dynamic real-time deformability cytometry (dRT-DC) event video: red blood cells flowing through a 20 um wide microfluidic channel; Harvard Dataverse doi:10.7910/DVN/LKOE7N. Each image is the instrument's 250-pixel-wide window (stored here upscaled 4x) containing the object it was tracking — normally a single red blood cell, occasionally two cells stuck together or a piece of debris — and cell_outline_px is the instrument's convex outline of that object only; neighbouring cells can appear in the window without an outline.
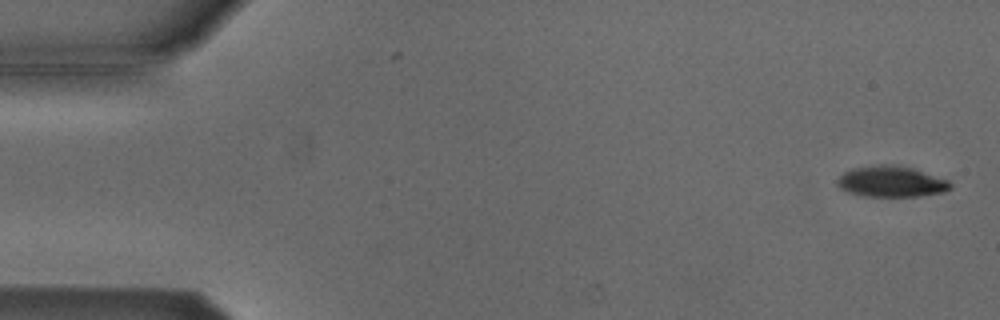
{"species": "Egyptian fruit bat (a non-hibernating species)", "species_latin": "Rousettus aegyptiacus", "temperature_condition": "cold", "stored_images_in_passage": 47, "camera_frame_rate_fps": 3000, "um_per_image_px": 0.085, "animal": {"sex": "male"}, "frame": {"image": 1, "passage_image": 1, "time_ms": 0.0, "image_size_px": [1000, 320], "cell_outline_px": [[952, 188], [944, 192], [916, 196], [864, 196], [840, 188], [836, 184], [836, 180], [844, 172], [852, 168], [880, 164], [896, 164], [912, 168], [948, 180], [952, 184]], "centroid_in_image_um": [75.76, 15.42], "position_along_channel_um": 9.2, "area_um2": 20.29}}
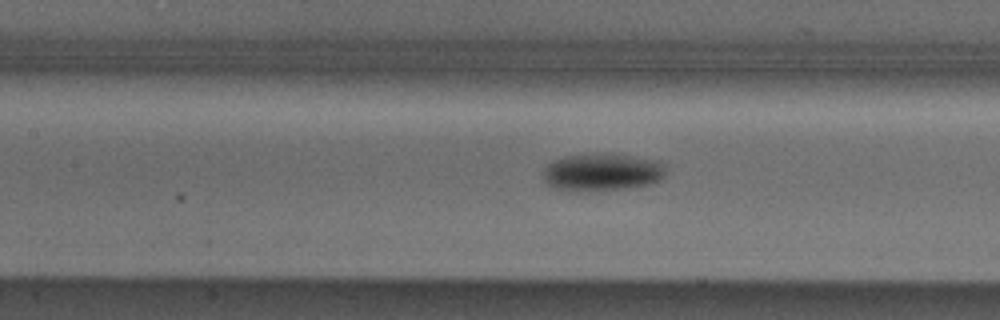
{"frame": {"image": 2, "passage_image": 23, "time_ms": 7.333, "image_size_px": [1000, 320], "cell_outline_px": [[664, 176], [660, 180], [648, 184], [624, 188], [588, 192], [572, 192], [552, 188], [544, 180], [544, 168], [548, 164], [564, 156], [600, 152], [612, 152], [656, 160], [664, 164]], "centroid_in_image_um": [51.14, 14.63], "position_along_channel_um": 156.3, "area_um2": 27.4}}
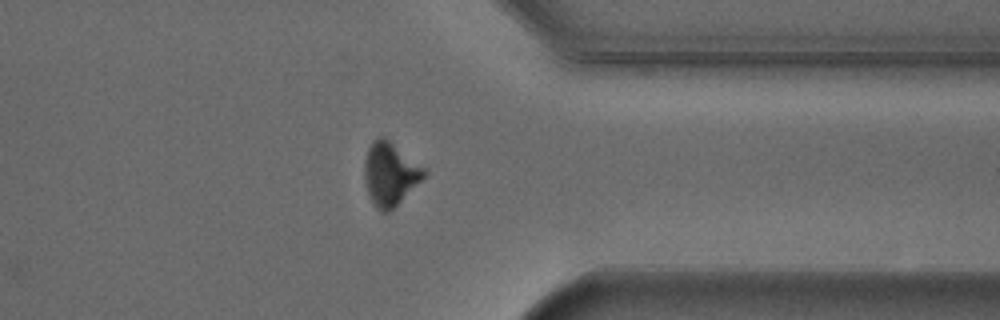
{"frame": {"image": 3, "passage_image": 41, "time_ms": 13.333, "image_size_px": [1000, 320], "cell_outline_px": [[424, 176], [388, 212], [380, 212], [376, 208], [368, 196], [364, 180], [364, 164], [368, 148], [372, 140], [380, 136], [384, 136], [424, 168]], "centroid_in_image_um": [33.08, 14.77], "position_along_channel_um": 378.3, "area_um2": 21.39}, "authors_computed_cell_mechanics": {"area_um2": 22.8888, "velocity_mm_per_s": 3.8365, "shape_relaxation_time_tau1_ms": 2.4125, "shape_relaxation_time_tau2_ms": null, "deformation_change_tau1": 0.0971, "deformation_change_tau2": null}}